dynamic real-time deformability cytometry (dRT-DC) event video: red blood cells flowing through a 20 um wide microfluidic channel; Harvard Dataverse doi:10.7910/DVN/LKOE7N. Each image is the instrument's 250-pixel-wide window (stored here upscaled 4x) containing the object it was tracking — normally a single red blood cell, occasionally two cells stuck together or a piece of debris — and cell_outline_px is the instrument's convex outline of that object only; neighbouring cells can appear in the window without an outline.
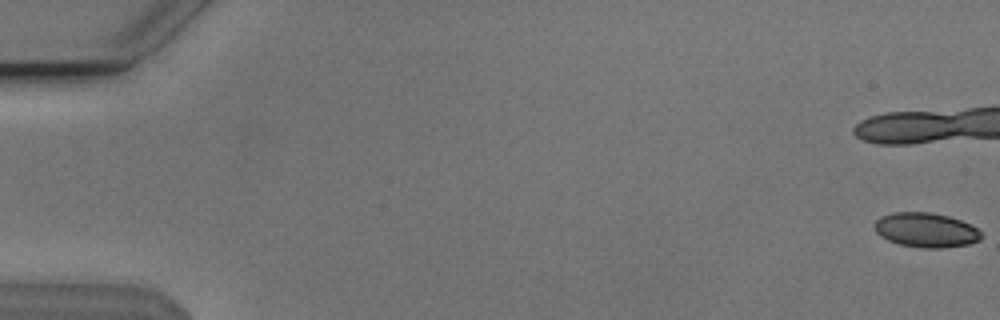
{"species": "Egyptian fruit bat (a non-hibernating species)", "species_latin": "Rousettus aegyptiacus", "temperature_condition": "cold", "stored_images_in_passage": 11, "camera_frame_rate_fps": 3000, "um_per_image_px": 0.085, "animal": {"sex": "male"}, "frame": {"image": 1, "passage_image": 1, "time_ms": 0.0, "image_size_px": [1000, 320], "cell_outline_px": [[980, 240], [968, 244], [944, 248], [924, 248], [900, 244], [888, 240], [880, 236], [876, 232], [872, 224], [880, 216], [892, 212], [932, 212], [948, 216], [960, 220], [976, 228], [980, 232]], "centroid_in_image_um": [78.65, 19.54], "position_along_channel_um": 6.3, "area_um2": 21.5}}